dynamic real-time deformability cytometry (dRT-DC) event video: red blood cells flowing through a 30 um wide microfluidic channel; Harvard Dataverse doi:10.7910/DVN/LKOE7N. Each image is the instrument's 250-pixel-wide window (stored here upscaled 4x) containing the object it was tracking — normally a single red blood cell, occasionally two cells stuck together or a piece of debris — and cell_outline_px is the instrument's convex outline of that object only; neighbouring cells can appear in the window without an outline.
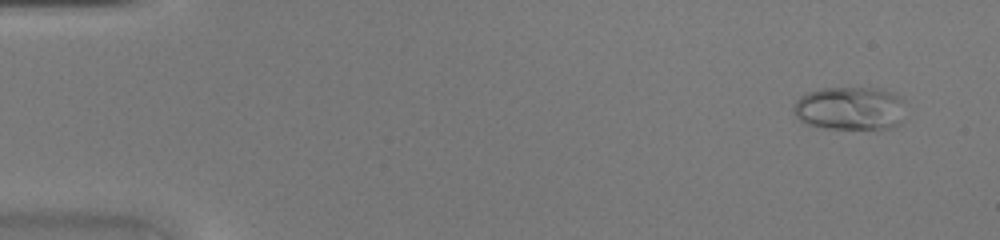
{"species": "common noctule bat (a hibernating species)", "species_latin": "Nyctalus noctula", "temperature_condition": "warm", "stored_images_in_passage": 47, "camera_frame_rate_fps": 3000, "um_per_image_px": 0.085, "animal": {"sex": "female", "body_mass_g": 20.0, "forearm_length_mm": 54.0}, "frame": {"image": 1, "passage_image": 4, "time_ms": 1.0, "image_size_px": [1000, 240], "cell_outline_px": [[904, 100], [900, 124], [876, 132], [820, 128], [808, 124], [800, 120], [796, 116], [792, 108], [796, 100], [800, 96], [808, 92], [820, 88], [876, 88], [896, 92]], "centroid_in_image_um": [72.27, 9.25], "position_along_channel_um": 12.7, "area_um2": 29.42}}
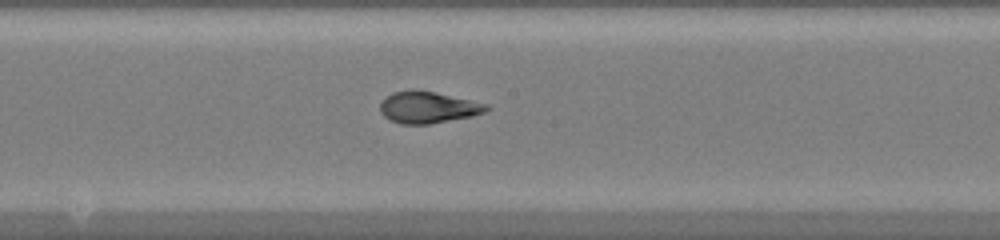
{"frame": {"image": 2, "passage_image": 26, "time_ms": 8.333, "image_size_px": [1000, 240], "cell_outline_px": [[492, 108], [484, 112], [472, 116], [428, 124], [400, 124], [388, 120], [380, 112], [380, 104], [392, 92], [412, 88], [436, 92], [488, 104]], "centroid_in_image_um": [36.37, 9.11], "position_along_channel_um": 211.8, "area_um2": 19.77}}
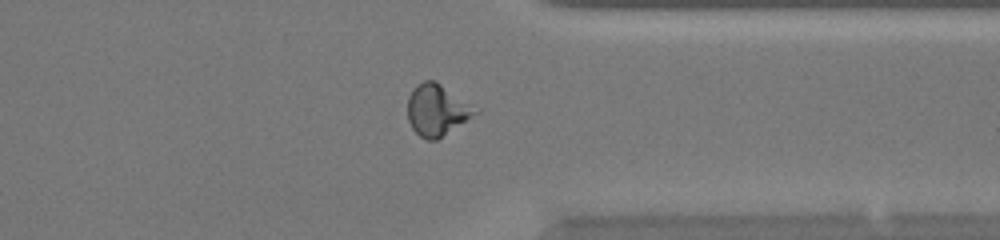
{"frame": {"image": 3, "passage_image": 37, "time_ms": 12.0, "image_size_px": [1000, 240], "cell_outline_px": [[480, 112], [436, 140], [428, 140], [420, 136], [412, 128], [408, 120], [408, 96], [416, 84], [424, 80], [436, 80], [480, 108]], "centroid_in_image_um": [37.18, 9.32], "position_along_channel_um": 374.2, "area_um2": 20.58}}